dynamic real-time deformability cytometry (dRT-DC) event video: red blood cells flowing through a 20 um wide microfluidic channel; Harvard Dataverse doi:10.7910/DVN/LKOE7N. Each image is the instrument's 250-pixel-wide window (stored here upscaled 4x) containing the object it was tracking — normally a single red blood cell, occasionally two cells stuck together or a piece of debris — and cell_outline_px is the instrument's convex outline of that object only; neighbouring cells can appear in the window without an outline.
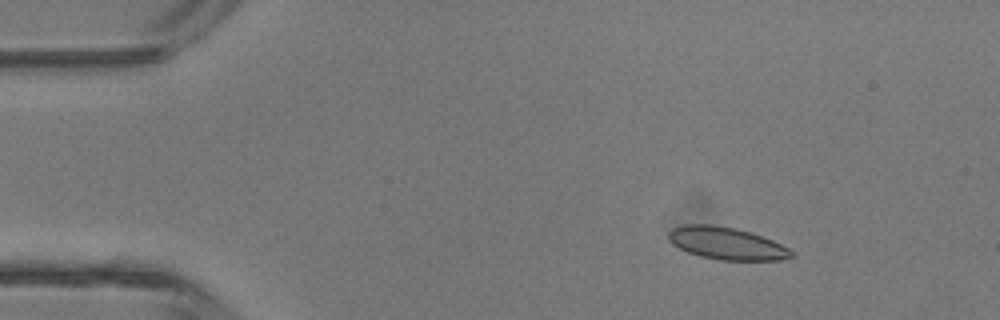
{"species": "common noctule bat (a hibernating species)", "species_latin": "Nyctalus noctula", "temperature_condition": "room temperature", "stored_images_in_passage": 4, "camera_frame_rate_fps": 3000, "um_per_image_px": 0.085, "animal": {"sex": "male", "body_mass_g": 13.3}, "frame": {"image": 1, "passage_image": 2, "time_ms": 1.333, "image_size_px": [1000, 320], "cell_outline_px": [[792, 256], [780, 260], [720, 260], [700, 256], [688, 252], [672, 244], [668, 240], [668, 232], [672, 228], [684, 224], [712, 224], [732, 228], [748, 232], [772, 240], [788, 248], [792, 252]], "centroid_in_image_um": [61.69, 20.68], "position_along_channel_um": 23.3, "area_um2": 22.89}}
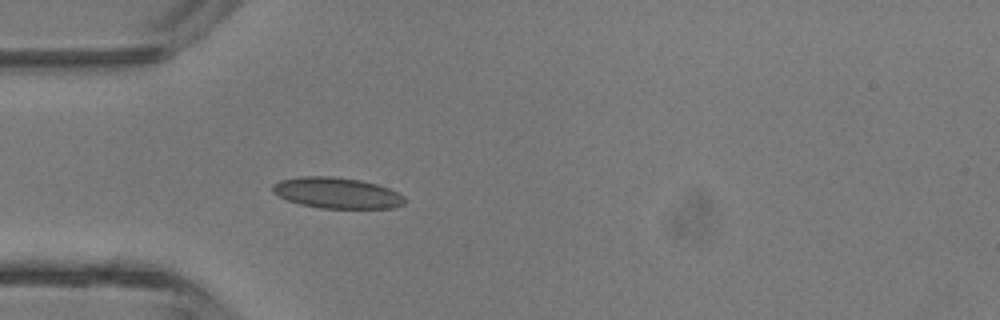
{"frame": {"image": 2, "passage_image": 4, "time_ms": 3.667, "image_size_px": [1000, 320], "cell_outline_px": [[404, 204], [392, 208], [320, 208], [300, 204], [276, 196], [272, 192], [272, 184], [280, 180], [300, 176], [328, 176], [360, 180], [376, 184], [388, 188], [404, 196]], "centroid_in_image_um": [28.58, 16.4], "position_along_channel_um": 56.4, "area_um2": 23.76}}